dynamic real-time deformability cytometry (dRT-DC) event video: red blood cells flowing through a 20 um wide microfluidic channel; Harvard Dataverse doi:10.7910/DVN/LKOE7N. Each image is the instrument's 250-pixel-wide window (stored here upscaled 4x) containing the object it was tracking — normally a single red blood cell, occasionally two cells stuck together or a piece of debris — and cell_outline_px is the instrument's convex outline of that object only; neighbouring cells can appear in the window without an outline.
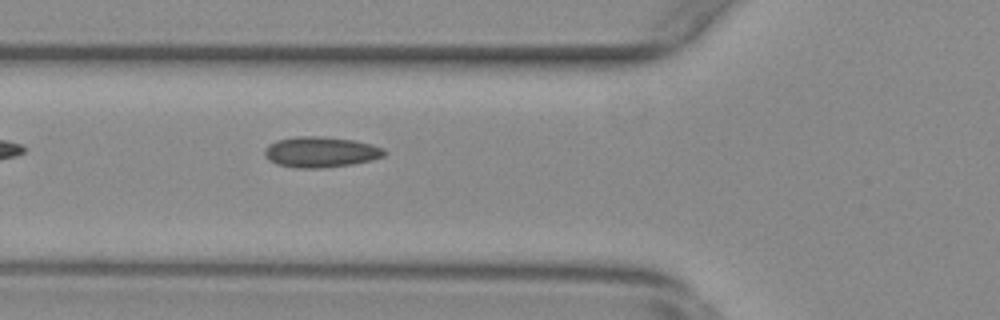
{"species": "common noctule bat (a hibernating species)", "species_latin": "Nyctalus noctula", "temperature_condition": "warm", "stored_images_in_passage": 15, "camera_frame_rate_fps": 3000, "um_per_image_px": 0.085, "animal": {"sex": "female", "body_mass_g": 29.2, "forearm_length_mm": 56.3}, "frame": {"image": 1, "passage_image": 3, "time_ms": 0.667, "image_size_px": [1000, 320], "cell_outline_px": [[388, 152], [384, 156], [372, 160], [352, 164], [324, 168], [296, 168], [276, 164], [268, 160], [264, 156], [264, 148], [268, 144], [276, 140], [296, 136], [324, 136], [356, 140], [372, 144], [384, 148]], "centroid_in_image_um": [27.26, 12.91], "position_along_channel_um": 98.5, "area_um2": 21.85}}
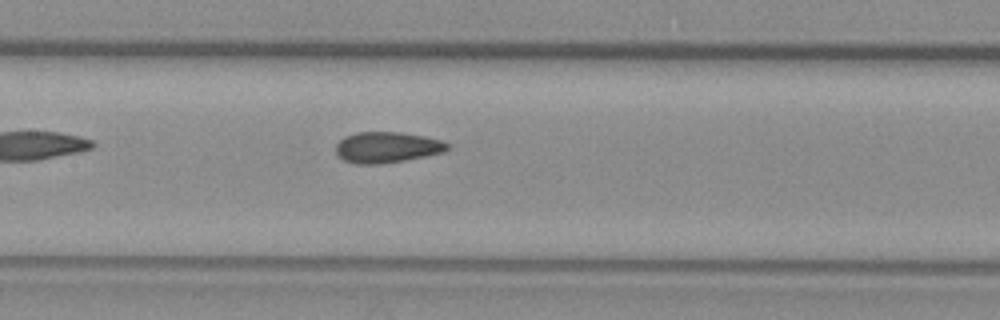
{"frame": {"image": 2, "passage_image": 9, "time_ms": 2.667, "image_size_px": [1000, 320], "cell_outline_px": [[448, 148], [444, 152], [404, 160], [380, 164], [356, 164], [344, 160], [336, 152], [336, 144], [344, 136], [356, 132], [400, 132], [424, 136], [440, 140], [448, 144]], "centroid_in_image_um": [32.86, 12.51], "position_along_channel_um": 174.5, "area_um2": 19.94}}
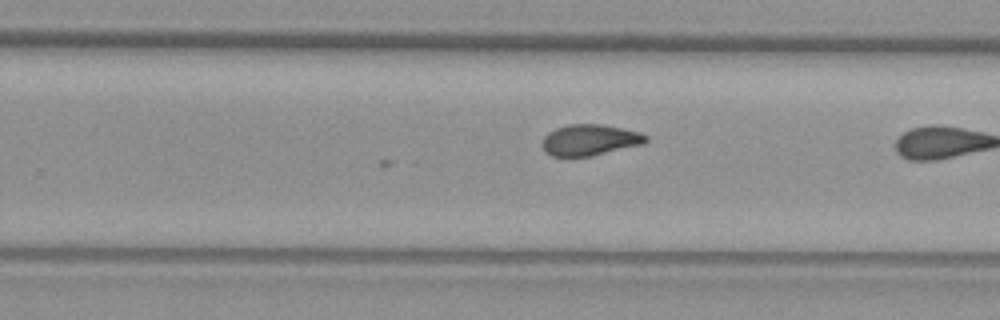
{"frame": {"image": 3, "passage_image": 15, "time_ms": 4.667, "image_size_px": [1000, 320], "cell_outline_px": [[648, 140], [644, 144], [592, 156], [552, 156], [544, 152], [540, 144], [544, 136], [548, 132], [556, 128], [568, 124], [604, 124], [640, 132], [648, 136]], "centroid_in_image_um": [50.12, 11.9], "position_along_channel_um": 279.7, "area_um2": 19.07}}